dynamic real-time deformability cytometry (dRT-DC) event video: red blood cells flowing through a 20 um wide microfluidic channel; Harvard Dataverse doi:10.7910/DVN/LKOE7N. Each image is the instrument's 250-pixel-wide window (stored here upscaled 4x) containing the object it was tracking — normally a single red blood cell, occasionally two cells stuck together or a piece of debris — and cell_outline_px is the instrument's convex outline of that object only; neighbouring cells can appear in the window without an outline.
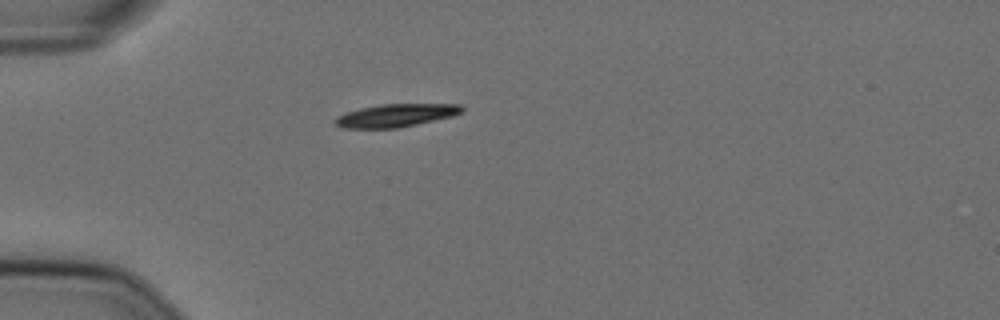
{"species": "Egyptian fruit bat (a non-hibernating species)", "species_latin": "Rousettus aegyptiacus", "temperature_condition": "cold", "stored_images_in_passage": 41, "camera_frame_rate_fps": 3000, "um_per_image_px": 0.085, "animal": {"sex": "female"}, "frame": {"image": 1, "passage_image": 1, "time_ms": 0.0, "image_size_px": [1000, 320], "cell_outline_px": [[464, 108], [460, 112], [452, 116], [400, 128], [344, 128], [332, 124], [332, 120], [336, 116], [360, 108], [380, 104], [460, 104]], "centroid_in_image_um": [33.59, 9.81], "position_along_channel_um": 51.4, "area_um2": 16.99}}
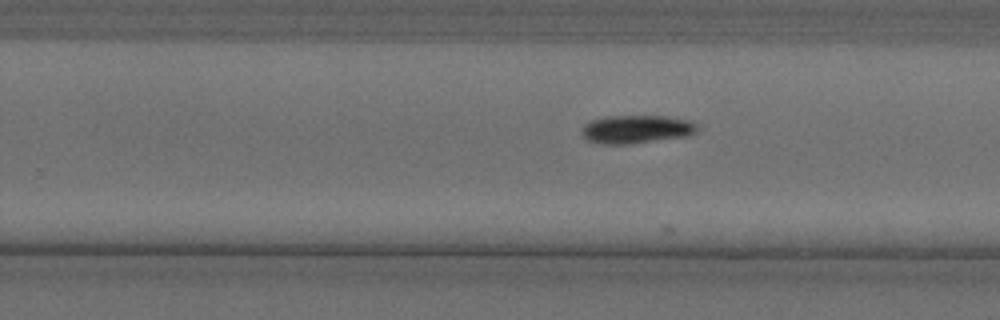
{"frame": {"image": 2, "passage_image": 21, "time_ms": 6.667, "image_size_px": [1000, 320], "cell_outline_px": [[700, 128], [696, 132], [688, 136], [632, 144], [600, 144], [588, 140], [580, 132], [580, 128], [584, 124], [592, 120], [608, 116], [668, 116], [692, 120]], "centroid_in_image_um": [54.12, 10.98], "position_along_channel_um": 275.7, "area_um2": 19.36}}
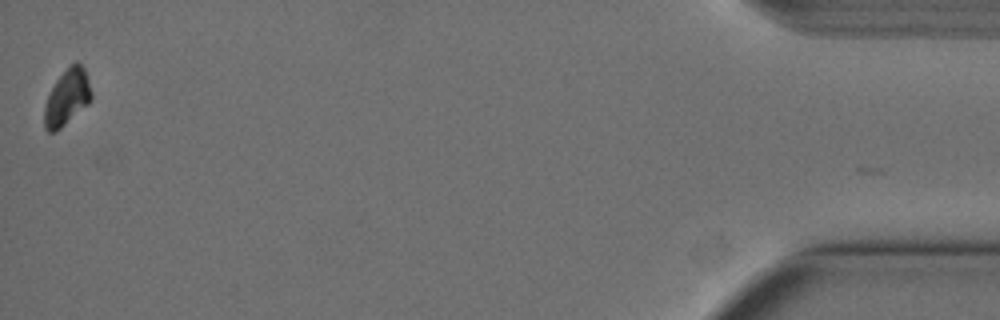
{"frame": {"image": 3, "passage_image": 41, "time_ms": 13.333, "image_size_px": [1000, 320], "cell_outline_px": [[92, 100], [88, 104], [56, 132], [48, 132], [44, 128], [44, 108], [48, 96], [56, 80], [76, 60], [84, 68], [92, 92]], "centroid_in_image_um": [5.7, 8.3], "position_along_channel_um": 429.5, "area_um2": 15.14}, "authors_computed_cell_mechanics": {"area_um2": 18.207, "velocity_mm_per_s": 3.5991, "shape_relaxation_time_tau1_ms": 4.3048, "shape_relaxation_time_tau2_ms": null, "deformation_change_tau1": 0.1114, "deformation_change_tau2": null}}